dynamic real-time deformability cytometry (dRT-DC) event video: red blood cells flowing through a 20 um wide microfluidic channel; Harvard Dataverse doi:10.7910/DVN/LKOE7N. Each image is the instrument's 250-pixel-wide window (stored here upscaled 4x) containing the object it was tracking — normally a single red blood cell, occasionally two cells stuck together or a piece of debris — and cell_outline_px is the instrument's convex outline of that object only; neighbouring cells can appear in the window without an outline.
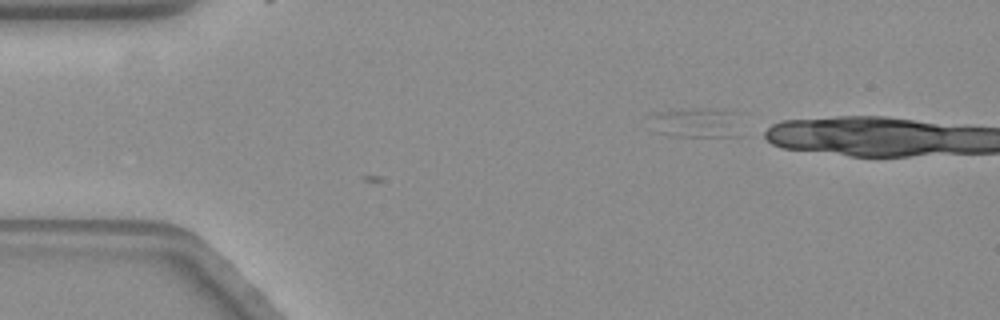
{"species": "common noctule bat (a hibernating species)", "species_latin": "Nyctalus noctula", "temperature_condition": "warm", "stored_images_in_passage": 5, "camera_frame_rate_fps": 3000, "um_per_image_px": 0.085, "animal": {"sex": "female", "body_mass_g": 19.3, "forearm_length_mm": 54.1}, "frame": {"image": 1, "passage_image": 5, "time_ms": 1.333, "image_size_px": [1000, 320], "cell_outline_px": [[736, 112], [724, 136], [672, 136], [664, 132], [648, 116], [652, 112], [672, 108], [724, 108]], "centroid_in_image_um": [58.96, 10.31], "position_along_channel_um": 26.0, "area_um2": 14.62}}